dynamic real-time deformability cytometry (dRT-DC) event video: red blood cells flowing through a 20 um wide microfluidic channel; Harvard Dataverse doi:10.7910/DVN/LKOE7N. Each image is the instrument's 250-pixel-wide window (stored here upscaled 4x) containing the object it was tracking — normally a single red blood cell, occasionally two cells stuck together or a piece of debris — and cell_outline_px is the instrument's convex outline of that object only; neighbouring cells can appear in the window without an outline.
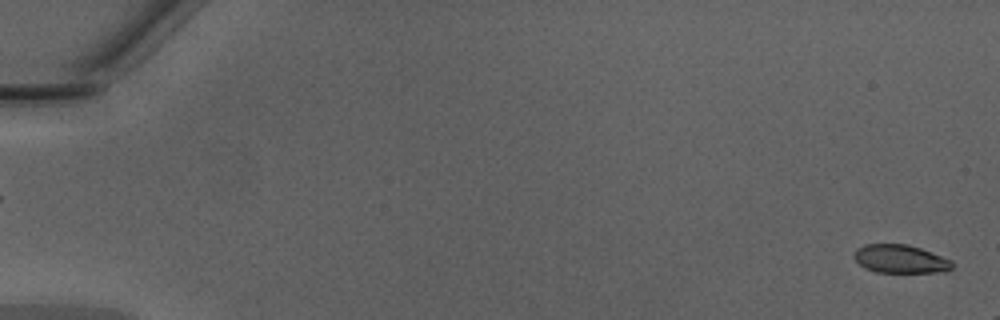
{"species": "Egyptian fruit bat (a non-hibernating species)", "species_latin": "Rousettus aegyptiacus", "temperature_condition": "warm", "stored_images_in_passage": 14, "camera_frame_rate_fps": 3000, "um_per_image_px": 0.085, "animal": {"sex": "male"}, "frame": {"image": 1, "passage_image": 2, "time_ms": 0.333, "image_size_px": [1000, 320], "cell_outline_px": [[952, 268], [948, 272], [876, 272], [864, 268], [852, 256], [852, 252], [856, 248], [864, 244], [908, 244], [920, 248], [952, 260]], "centroid_in_image_um": [76.5, 22.01], "position_along_channel_um": 8.5, "area_um2": 16.36}}